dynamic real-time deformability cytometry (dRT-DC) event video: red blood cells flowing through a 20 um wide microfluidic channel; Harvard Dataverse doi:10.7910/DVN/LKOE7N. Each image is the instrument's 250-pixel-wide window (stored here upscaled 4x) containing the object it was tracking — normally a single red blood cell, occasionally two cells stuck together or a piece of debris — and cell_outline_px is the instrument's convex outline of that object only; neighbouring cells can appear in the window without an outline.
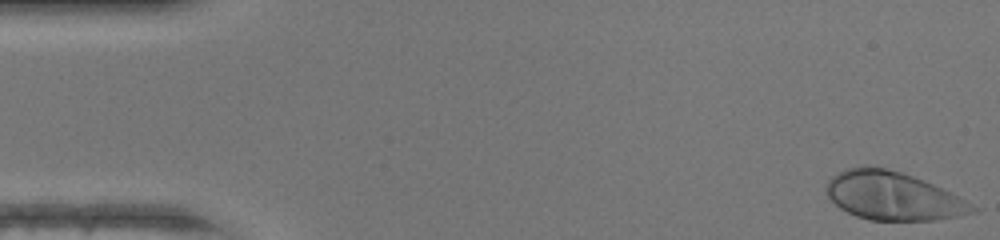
{"species": "human", "species_latin": "Homo sapiens", "temperature_condition": "warm", "stored_images_in_passage": 21, "camera_frame_rate_fps": 3000, "um_per_image_px": 0.085, "donor": {"sex": "female"}, "frame": {"image": 1, "passage_image": 1, "time_ms": 0.0, "image_size_px": [1000, 240], "cell_outline_px": [[980, 208], [976, 212], [960, 216], [936, 220], [868, 220], [856, 216], [840, 208], [828, 196], [824, 188], [824, 184], [832, 176], [848, 168], [864, 164], [868, 164], [900, 172], [924, 180]], "centroid_in_image_um": [75.86, 16.65], "position_along_channel_um": 9.1, "area_um2": 41.1}}
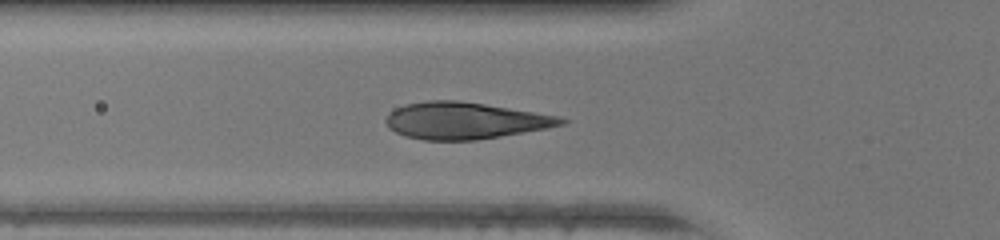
{"frame": {"image": 2, "passage_image": 16, "time_ms": 5.0, "image_size_px": [1000, 240], "cell_outline_px": [[568, 120], [564, 124], [548, 128], [476, 140], [424, 140], [404, 136], [388, 128], [384, 120], [388, 112], [404, 104], [428, 100], [456, 100], [484, 104], [560, 116]], "centroid_in_image_um": [39.47, 10.25], "position_along_channel_um": 86.3, "area_um2": 37.57}}
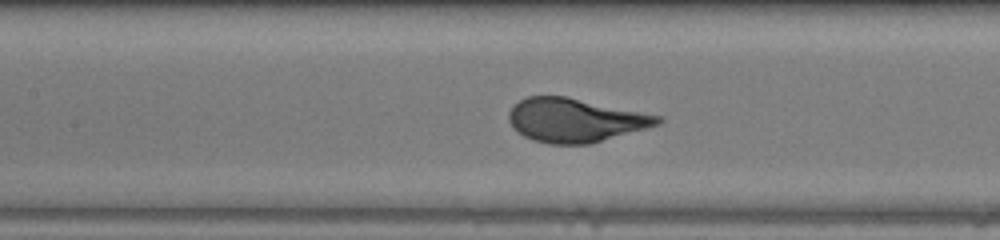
{"frame": {"image": 3, "passage_image": 21, "time_ms": 6.667, "image_size_px": [1000, 240], "cell_outline_px": [[664, 120], [660, 124], [592, 144], [548, 144], [532, 140], [516, 132], [512, 128], [508, 120], [508, 112], [512, 104], [528, 96], [568, 96], [664, 116]], "centroid_in_image_um": [48.89, 10.21], "position_along_channel_um": 158.5, "area_um2": 38.67}}